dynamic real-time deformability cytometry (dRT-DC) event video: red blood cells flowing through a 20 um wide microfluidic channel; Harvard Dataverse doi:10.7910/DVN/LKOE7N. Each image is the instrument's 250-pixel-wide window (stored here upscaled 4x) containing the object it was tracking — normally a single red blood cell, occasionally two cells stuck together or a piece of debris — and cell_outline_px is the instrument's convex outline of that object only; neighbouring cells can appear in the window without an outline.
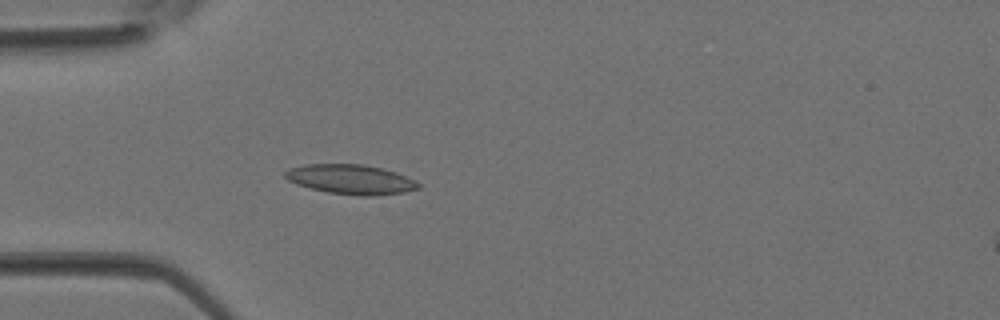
{"species": "Egyptian fruit bat (a non-hibernating species)", "species_latin": "Rousettus aegyptiacus", "temperature_condition": "room temperature", "stored_images_in_passage": 3, "camera_frame_rate_fps": 3000, "um_per_image_px": 0.085, "animal": {"sex": "female"}, "frame": {"image": 1, "passage_image": 3, "time_ms": 0.667, "image_size_px": [1000, 320], "cell_outline_px": [[420, 188], [404, 192], [372, 196], [360, 196], [328, 192], [296, 184], [288, 180], [284, 176], [284, 172], [288, 168], [304, 164], [364, 164], [396, 172], [416, 180], [420, 184]], "centroid_in_image_um": [29.81, 15.24], "position_along_channel_um": 55.2, "area_um2": 23.06}}